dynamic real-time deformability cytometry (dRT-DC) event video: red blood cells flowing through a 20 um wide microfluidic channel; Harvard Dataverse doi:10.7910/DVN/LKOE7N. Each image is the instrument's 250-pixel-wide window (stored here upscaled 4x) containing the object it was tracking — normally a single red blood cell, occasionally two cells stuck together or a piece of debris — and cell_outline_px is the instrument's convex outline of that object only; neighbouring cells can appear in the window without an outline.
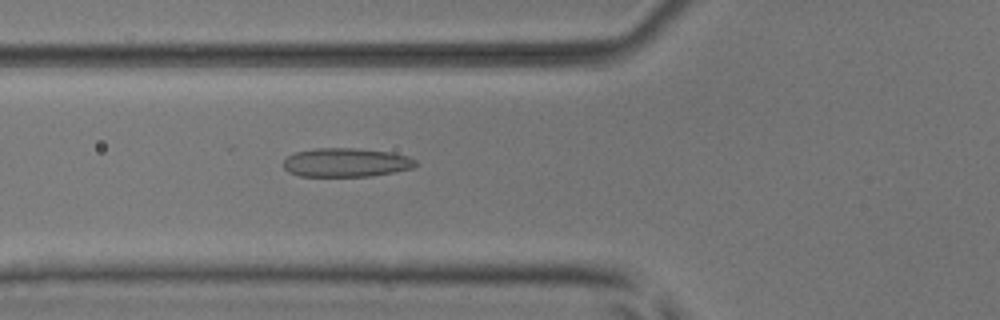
{"species": "common noctule bat (a hibernating species)", "species_latin": "Nyctalus noctula", "temperature_condition": "room temperature", "stored_images_in_passage": 50, "camera_frame_rate_fps": 3000, "um_per_image_px": 0.085, "animal": {"sex": "male", "body_mass_g": 17.9, "forearm_length_mm": 54.2}, "frame": {"image": 1, "passage_image": 17, "time_ms": 5.333, "image_size_px": [1000, 320], "cell_outline_px": [[420, 164], [412, 168], [372, 176], [300, 176], [288, 172], [284, 168], [284, 160], [288, 156], [296, 152], [316, 148], [356, 148], [392, 152], [408, 156], [416, 160]], "centroid_in_image_um": [29.44, 13.81], "position_along_channel_um": 96.4, "area_um2": 22.31}}
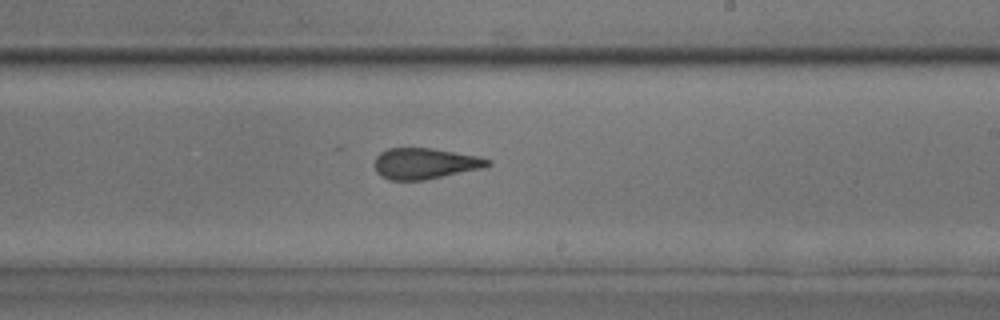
{"frame": {"image": 2, "passage_image": 29, "time_ms": 9.333, "image_size_px": [1000, 320], "cell_outline_px": [[492, 164], [484, 168], [424, 180], [388, 180], [380, 176], [376, 172], [372, 164], [376, 156], [380, 152], [388, 148], [432, 148], [480, 156], [492, 160]], "centroid_in_image_um": [36.11, 13.9], "position_along_channel_um": 252.9, "area_um2": 20.81}}
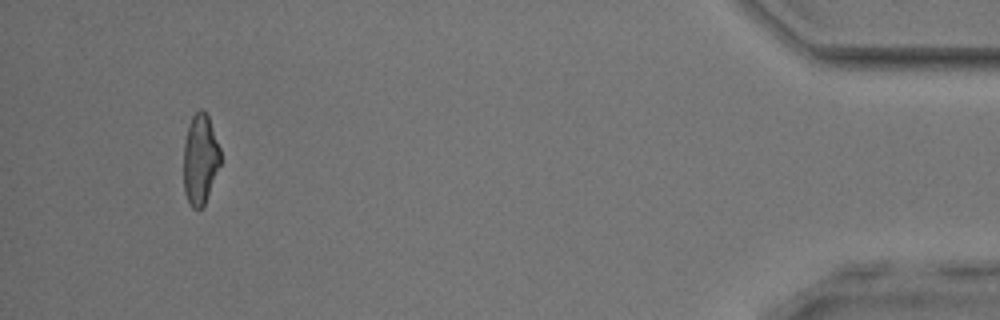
{"frame": {"image": 3, "passage_image": 47, "time_ms": 15.333, "image_size_px": [1000, 320], "cell_outline_px": [[220, 164], [204, 204], [200, 208], [192, 208], [188, 204], [184, 192], [184, 144], [188, 124], [192, 116], [200, 108], [204, 108], [208, 116], [220, 148]], "centroid_in_image_um": [17.0, 13.51], "position_along_channel_um": 418.2, "area_um2": 19.31}, "authors_computed_cell_mechanics": {"area_um2": 21.8195, "velocity_mm_per_s": 3.9204, "shape_relaxation_time_tau1_ms": 6.4493, "shape_relaxation_time_tau2_ms": 1.6442, "deformation_change_tau1": 0.1419, "deformation_change_tau2": 0.1016}}